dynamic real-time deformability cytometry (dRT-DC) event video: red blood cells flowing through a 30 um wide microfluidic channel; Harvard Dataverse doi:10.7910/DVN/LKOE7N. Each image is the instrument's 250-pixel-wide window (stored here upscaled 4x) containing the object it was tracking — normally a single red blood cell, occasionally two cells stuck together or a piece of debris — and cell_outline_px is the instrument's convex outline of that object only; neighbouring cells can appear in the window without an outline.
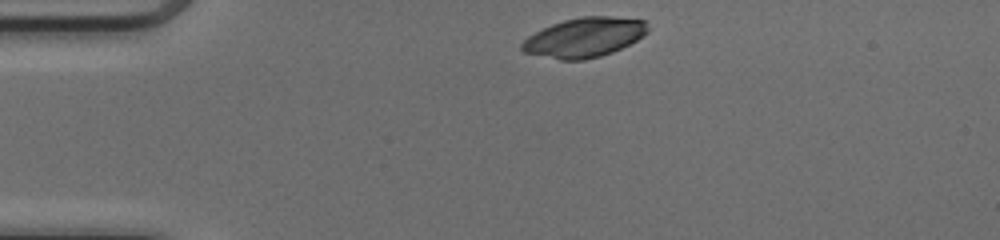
{"species": "common noctule bat (a hibernating species)", "species_latin": "Nyctalus noctula", "temperature_condition": "cold", "stored_images_in_passage": 41, "camera_frame_rate_fps": 3000, "um_per_image_px": 0.085, "animal": {"sex": "female", "body_mass_g": 17.0, "forearm_length_mm": 48.0}, "frame": {"image": 1, "passage_image": 1, "time_ms": 0.0, "image_size_px": [1000, 240], "cell_outline_px": [[648, 32], [636, 40], [612, 52], [600, 56], [584, 60], [560, 60], [524, 52], [520, 48], [520, 44], [528, 36], [552, 24], [564, 20], [580, 16], [608, 16], [648, 20]], "centroid_in_image_um": [49.68, 3.17], "position_along_channel_um": 35.3, "area_um2": 28.96}}
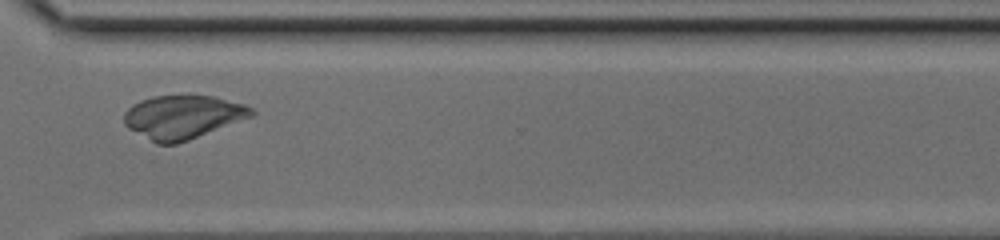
{"frame": {"image": 2, "passage_image": 28, "time_ms": 9.0, "image_size_px": [1000, 240], "cell_outline_px": [[256, 116], [188, 140], [176, 144], [156, 144], [128, 128], [124, 124], [124, 112], [132, 104], [140, 100], [152, 96], [212, 96], [244, 104], [252, 108], [256, 112]], "centroid_in_image_um": [15.55, 9.95], "position_along_channel_um": 355.0, "area_um2": 32.48}}
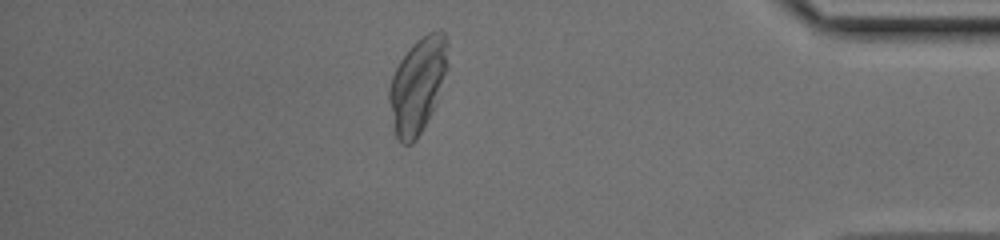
{"frame": {"image": 3, "passage_image": 34, "time_ms": 11.0, "image_size_px": [1000, 240], "cell_outline_px": [[448, 64], [436, 104], [432, 112], [416, 140], [412, 144], [400, 144], [392, 128], [388, 100], [388, 88], [392, 76], [400, 60], [412, 44], [416, 40], [428, 32], [440, 28], [448, 36]], "centroid_in_image_um": [35.49, 7.23], "position_along_channel_um": 399.7, "area_um2": 33.12}}